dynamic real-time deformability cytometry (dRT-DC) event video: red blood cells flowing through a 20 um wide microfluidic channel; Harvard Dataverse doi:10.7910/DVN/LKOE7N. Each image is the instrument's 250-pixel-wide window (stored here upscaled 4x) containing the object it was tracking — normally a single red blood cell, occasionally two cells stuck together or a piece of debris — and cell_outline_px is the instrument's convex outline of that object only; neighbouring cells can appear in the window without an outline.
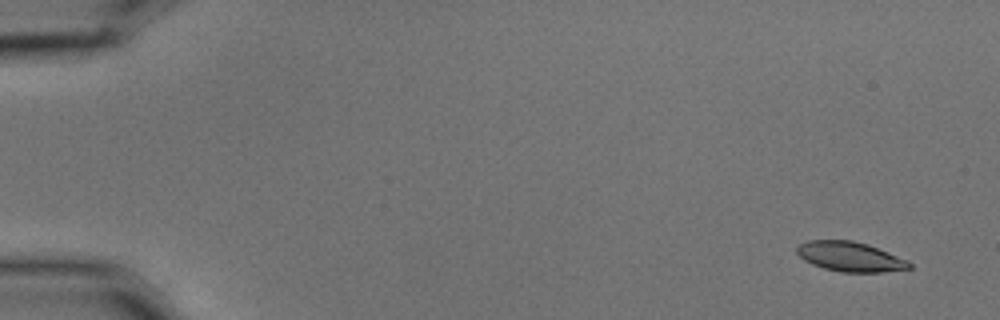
{"species": "common noctule bat (a hibernating species)", "species_latin": "Nyctalus noctula", "temperature_condition": "cold", "stored_images_in_passage": 5, "camera_frame_rate_fps": 3000, "um_per_image_px": 0.085, "animal": {"sex": "male", "body_mass_g": 15.6}, "frame": {"image": 1, "passage_image": 1, "time_ms": 0.0, "image_size_px": [1000, 320], "cell_outline_px": [[912, 268], [884, 272], [840, 272], [824, 268], [812, 264], [804, 260], [796, 252], [796, 244], [808, 240], [852, 240], [868, 244], [908, 260], [912, 264]], "centroid_in_image_um": [72.25, 21.81], "position_along_channel_um": 12.8, "area_um2": 19.65}}
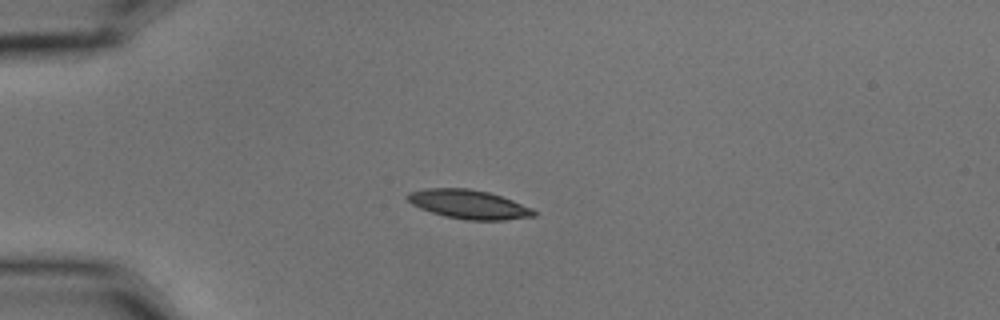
{"frame": {"image": 2, "passage_image": 4, "time_ms": 1.0, "image_size_px": [1000, 320], "cell_outline_px": [[536, 216], [504, 220], [464, 220], [444, 216], [420, 208], [412, 204], [404, 196], [408, 192], [424, 188], [468, 188], [488, 192], [512, 200], [532, 208], [536, 212]], "centroid_in_image_um": [39.81, 17.36], "position_along_channel_um": 45.2, "area_um2": 21.39}}